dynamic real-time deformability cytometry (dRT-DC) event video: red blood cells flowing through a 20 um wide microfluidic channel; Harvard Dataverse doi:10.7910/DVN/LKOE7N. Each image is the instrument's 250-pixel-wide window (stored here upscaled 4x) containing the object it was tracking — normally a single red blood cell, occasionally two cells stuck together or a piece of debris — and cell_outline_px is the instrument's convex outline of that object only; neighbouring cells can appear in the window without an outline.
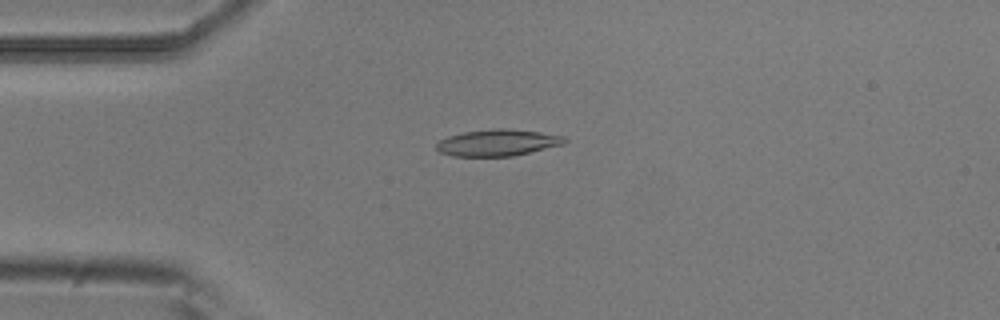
{"species": "common noctule bat (a hibernating species)", "species_latin": "Nyctalus noctula", "temperature_condition": "room temperature", "stored_images_in_passage": 9, "camera_frame_rate_fps": 3000, "um_per_image_px": 0.085, "animal": {"sex": "male", "body_mass_g": 20.5, "forearm_length_mm": 52.5}, "frame": {"image": 1, "passage_image": 4, "time_ms": 1.0, "image_size_px": [1000, 320], "cell_outline_px": [[568, 140], [564, 144], [512, 156], [452, 156], [440, 152], [436, 148], [436, 144], [440, 140], [448, 136], [464, 132], [496, 128], [504, 128], [540, 132], [564, 136]], "centroid_in_image_um": [42.3, 12.12], "position_along_channel_um": 42.7, "area_um2": 19.71}}
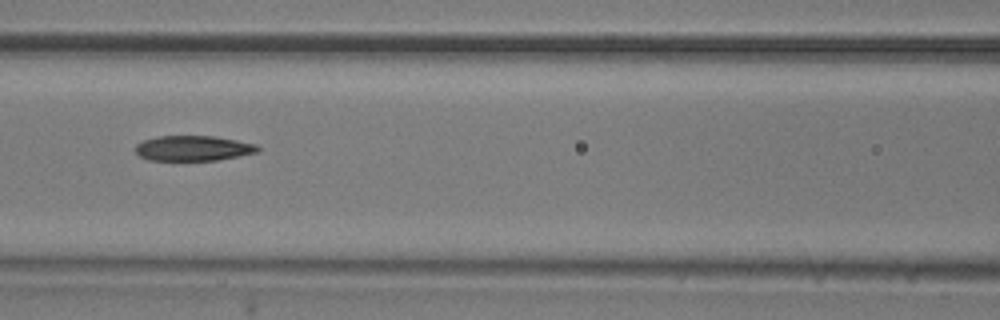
{"frame": {"image": 2, "passage_image": 7, "time_ms": 2.0, "image_size_px": [1000, 320], "cell_outline_px": [[260, 148], [256, 152], [216, 160], [148, 160], [140, 156], [136, 152], [136, 144], [144, 140], [156, 136], [216, 136], [256, 144]], "centroid_in_image_um": [16.39, 12.59], "position_along_channel_um": 150.2, "area_um2": 17.8}}
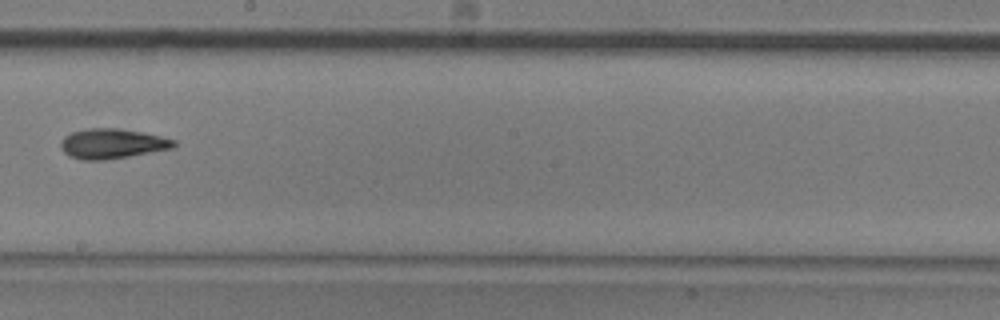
{"frame": {"image": 3, "passage_image": 9, "time_ms": 2.667, "image_size_px": [1000, 320], "cell_outline_px": [[176, 148], [104, 160], [80, 160], [68, 156], [60, 148], [60, 144], [64, 136], [72, 132], [88, 128], [120, 128], [144, 132], [176, 140]], "centroid_in_image_um": [9.54, 12.21], "position_along_channel_um": 238.7, "area_um2": 19.94}}